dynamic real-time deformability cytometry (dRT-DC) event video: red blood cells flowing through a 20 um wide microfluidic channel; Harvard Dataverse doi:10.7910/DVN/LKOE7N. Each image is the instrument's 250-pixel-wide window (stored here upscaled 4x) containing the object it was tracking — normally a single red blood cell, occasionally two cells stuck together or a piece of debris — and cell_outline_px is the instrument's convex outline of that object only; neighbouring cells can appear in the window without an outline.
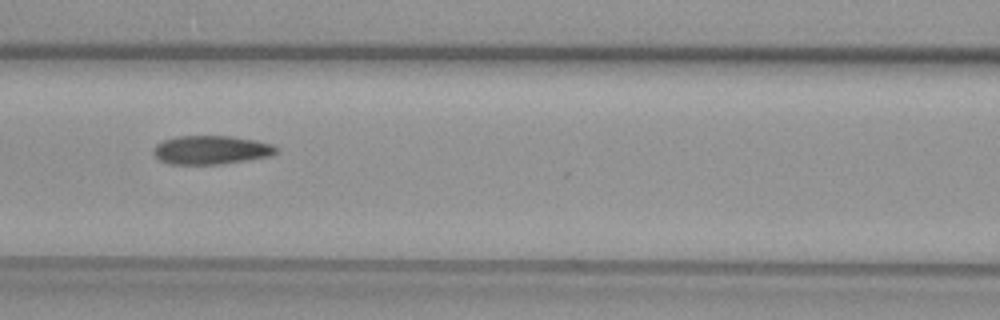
{"species": "common noctule bat (a hibernating species)", "species_latin": "Nyctalus noctula", "temperature_condition": "warm", "stored_images_in_passage": 32, "camera_frame_rate_fps": 3000, "um_per_image_px": 0.085, "animal": {"sex": "female", "body_mass_g": 29.2, "forearm_length_mm": 56.3}, "frame": {"image": 1, "passage_image": 13, "time_ms": 4.0, "image_size_px": [1000, 320], "cell_outline_px": [[280, 148], [276, 152], [268, 156], [220, 164], [168, 164], [160, 160], [152, 152], [156, 144], [164, 140], [180, 136], [232, 136], [256, 140], [272, 144]], "centroid_in_image_um": [17.94, 12.74], "position_along_channel_um": 148.7, "area_um2": 20.4}}
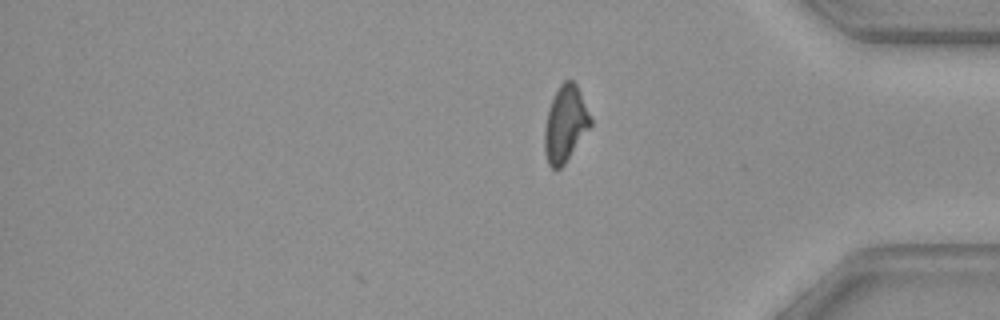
{"frame": {"image": 2, "passage_image": 32, "time_ms": 10.333, "image_size_px": [1000, 320], "cell_outline_px": [[592, 124], [564, 164], [560, 168], [552, 168], [548, 164], [544, 152], [544, 128], [548, 108], [552, 96], [560, 84], [564, 80], [572, 80], [576, 84], [580, 92], [592, 120]], "centroid_in_image_um": [48.02, 10.51], "position_along_channel_um": 387.2, "area_um2": 20.35}}